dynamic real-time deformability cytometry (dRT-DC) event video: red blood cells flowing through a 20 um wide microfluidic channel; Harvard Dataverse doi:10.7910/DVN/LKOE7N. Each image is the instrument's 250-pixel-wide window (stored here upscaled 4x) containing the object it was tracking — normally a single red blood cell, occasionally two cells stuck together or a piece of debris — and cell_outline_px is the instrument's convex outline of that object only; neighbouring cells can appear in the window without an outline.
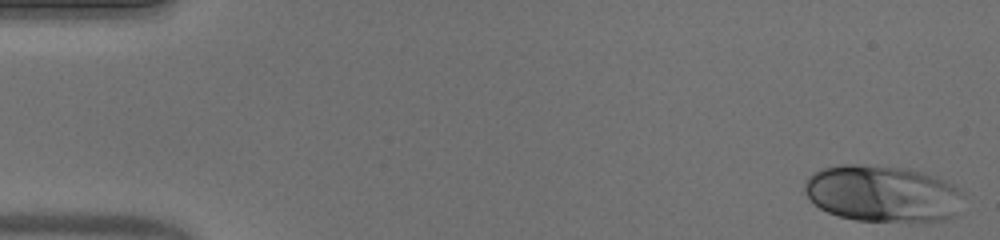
{"species": "human", "species_latin": "Homo sapiens", "temperature_condition": "warm", "stored_images_in_passage": 51, "camera_frame_rate_fps": 3000, "um_per_image_px": 0.085, "donor": {"sex": "male"}, "frame": {"image": 1, "passage_image": 1, "time_ms": 0.0, "image_size_px": [1000, 240], "cell_outline_px": [[964, 196], [956, 216], [944, 220], [924, 224], [856, 220], [840, 216], [828, 212], [820, 208], [804, 192], [804, 184], [808, 176], [824, 168], [840, 164], [856, 164], [908, 168], [924, 172], [936, 176], [952, 184]], "centroid_in_image_um": [75.08, 16.49], "position_along_channel_um": 9.9, "area_um2": 53.35}}
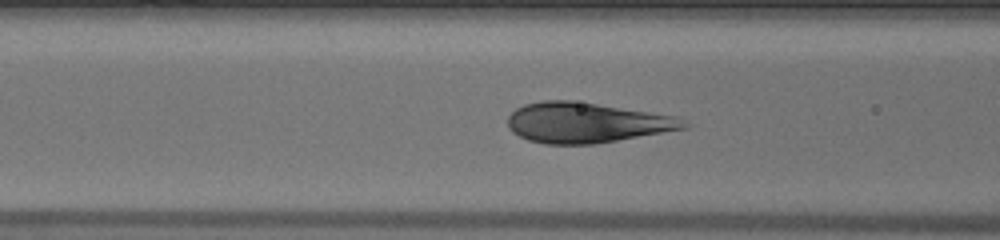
{"frame": {"image": 2, "passage_image": 20, "time_ms": 6.333, "image_size_px": [1000, 240], "cell_outline_px": [[688, 128], [596, 144], [544, 144], [528, 140], [512, 132], [508, 124], [508, 116], [516, 108], [524, 104], [540, 100], [572, 100], [676, 116], [688, 124]], "centroid_in_image_um": [49.82, 10.43], "position_along_channel_um": 116.8, "area_um2": 41.27}}
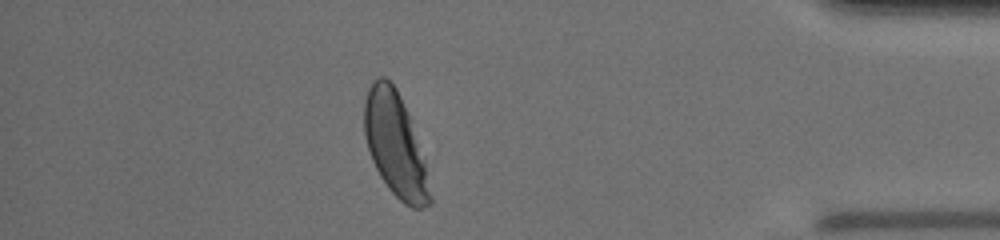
{"frame": {"image": 3, "passage_image": 45, "time_ms": 14.667, "image_size_px": [1000, 240], "cell_outline_px": [[432, 204], [420, 208], [412, 208], [404, 204], [388, 188], [380, 176], [372, 160], [364, 136], [364, 100], [368, 88], [372, 80], [376, 76], [384, 76], [396, 88], [408, 116], [424, 160], [432, 196]], "centroid_in_image_um": [33.57, 12.32], "position_along_channel_um": 401.6, "area_um2": 39.25}, "authors_computed_cell_mechanics": {"area_um2": 42.1362, "velocity_mm_per_s": 3.8838, "shape_relaxation_time_tau1_ms": 3.4932, "shape_relaxation_time_tau2_ms": null, "deformation_change_tau1": 0.1848, "deformation_change_tau2": null}}